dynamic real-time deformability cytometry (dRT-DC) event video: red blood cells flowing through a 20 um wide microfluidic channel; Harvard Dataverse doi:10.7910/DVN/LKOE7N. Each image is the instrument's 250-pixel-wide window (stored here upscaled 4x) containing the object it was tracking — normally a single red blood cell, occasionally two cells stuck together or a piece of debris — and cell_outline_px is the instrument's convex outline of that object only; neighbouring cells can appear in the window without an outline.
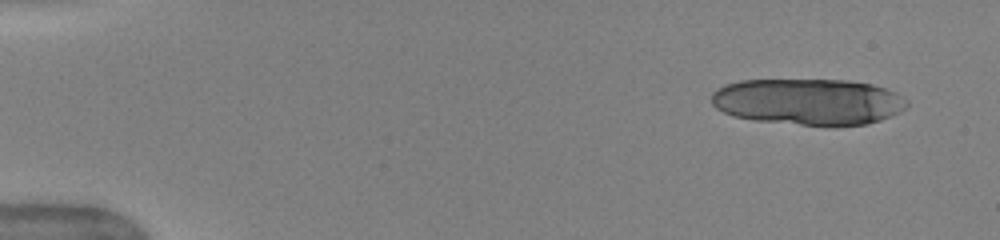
{"species": "human", "species_latin": "Homo sapiens", "temperature_condition": "warm", "stored_images_in_passage": 18, "camera_frame_rate_fps": 3000, "um_per_image_px": 0.085, "donor": {"sex": "female"}, "frame": {"image": 1, "passage_image": 1, "time_ms": 0.0, "image_size_px": [1000, 240], "cell_outline_px": [[908, 104], [900, 112], [892, 116], [880, 120], [864, 124], [800, 124], [752, 120], [736, 116], [724, 112], [716, 108], [712, 104], [712, 92], [724, 84], [740, 80], [848, 80], [872, 84], [896, 92], [908, 100]], "centroid_in_image_um": [68.7, 8.62], "position_along_channel_um": 16.3, "area_um2": 52.42}}
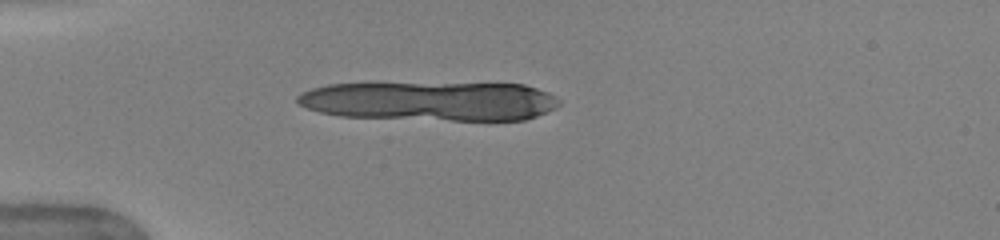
{"frame": {"image": 2, "passage_image": 11, "time_ms": 3.333, "image_size_px": [1000, 240], "cell_outline_px": [[560, 104], [556, 108], [536, 116], [524, 120], [452, 120], [340, 116], [320, 112], [296, 104], [296, 96], [300, 92], [312, 88], [328, 84], [524, 84], [548, 92], [556, 96], [560, 100]], "centroid_in_image_um": [36.57, 8.6], "position_along_channel_um": 48.4, "area_um2": 59.65}}